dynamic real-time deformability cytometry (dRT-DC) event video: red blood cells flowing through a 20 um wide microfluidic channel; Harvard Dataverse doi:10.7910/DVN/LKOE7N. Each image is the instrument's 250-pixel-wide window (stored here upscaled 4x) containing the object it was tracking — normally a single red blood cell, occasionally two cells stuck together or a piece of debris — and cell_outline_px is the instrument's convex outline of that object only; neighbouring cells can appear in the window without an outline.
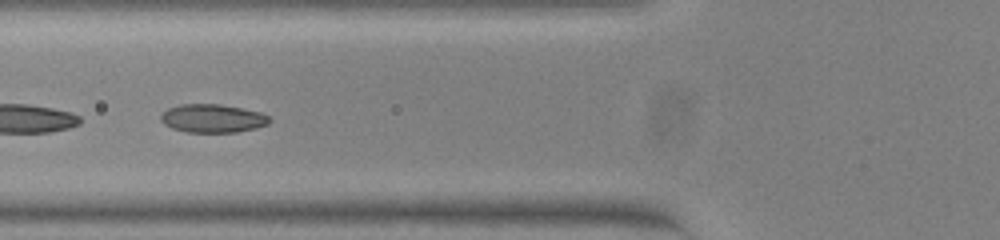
{"species": "common noctule bat (a hibernating species)", "species_latin": "Nyctalus noctula", "temperature_condition": "warm", "stored_images_in_passage": 27, "segment_of_instrument_passage": [2, 2], "camera_frame_rate_fps": 3000, "um_per_image_px": 0.085, "animal": {"sex": "female", "body_mass_g": 23.0, "forearm_length_mm": 53.4}, "frame": {"image": 1, "passage_image": 20, "time_ms": 6.333, "image_size_px": [1000, 240], "cell_outline_px": [[272, 120], [268, 124], [256, 128], [236, 132], [188, 132], [172, 128], [164, 124], [160, 120], [160, 116], [168, 108], [180, 104], [220, 104], [260, 112], [268, 116]], "centroid_in_image_um": [18.07, 10.06], "position_along_channel_um": 107.7, "area_um2": 17.92}}